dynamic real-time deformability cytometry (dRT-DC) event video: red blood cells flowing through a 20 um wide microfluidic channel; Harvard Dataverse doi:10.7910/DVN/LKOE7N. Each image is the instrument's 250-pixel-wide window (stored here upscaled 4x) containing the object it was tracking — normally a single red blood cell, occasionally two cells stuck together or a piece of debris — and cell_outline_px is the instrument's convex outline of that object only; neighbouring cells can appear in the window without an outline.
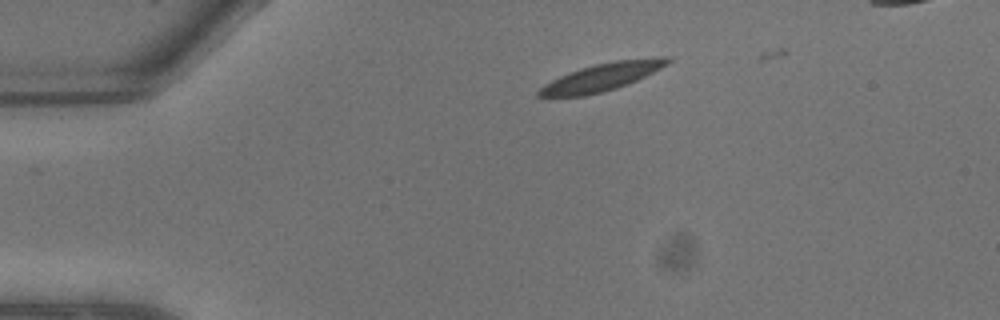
{"species": "common noctule bat (a hibernating species)", "species_latin": "Nyctalus noctula", "temperature_condition": "warm", "stored_images_in_passage": 2, "camera_frame_rate_fps": 3000, "um_per_image_px": 0.085, "animal": {"sex": "male", "body_mass_g": 13.3}, "frame": {"image": 1, "passage_image": 2, "time_ms": 0.333, "image_size_px": [1000, 320], "cell_outline_px": [[672, 60], [668, 64], [628, 84], [616, 88], [584, 96], [536, 96], [536, 92], [544, 84], [560, 76], [580, 68], [596, 64], [616, 60], [660, 56], [672, 56]], "centroid_in_image_um": [51.2, 6.53], "position_along_channel_um": 33.8, "area_um2": 20.58}}